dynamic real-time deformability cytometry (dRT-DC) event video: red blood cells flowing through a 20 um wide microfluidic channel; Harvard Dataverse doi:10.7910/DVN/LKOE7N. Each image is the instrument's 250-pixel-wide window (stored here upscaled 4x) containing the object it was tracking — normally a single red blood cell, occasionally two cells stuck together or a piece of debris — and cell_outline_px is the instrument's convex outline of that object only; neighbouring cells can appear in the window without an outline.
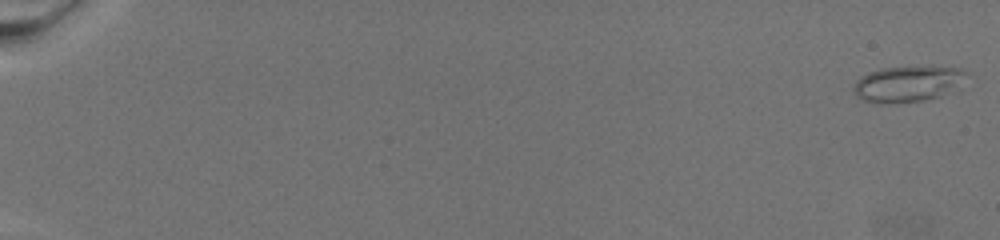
{"species": "common noctule bat (a hibernating species)", "species_latin": "Nyctalus noctula", "temperature_condition": "warm", "stored_images_in_passage": 73, "camera_frame_rate_fps": 3000, "um_per_image_px": 0.085, "animal": {"sex": "female", "body_mass_g": 19.5, "forearm_length_mm": 54.1}, "frame": {"image": 1, "passage_image": 1, "time_ms": 0.0, "image_size_px": [1000, 240], "cell_outline_px": [[968, 72], [948, 92], [940, 96], [924, 100], [884, 104], [876, 104], [864, 100], [856, 96], [856, 80], [860, 76], [868, 72], [880, 68], [960, 68]], "centroid_in_image_um": [77.05, 7.15], "position_along_channel_um": 7.9, "area_um2": 22.66}}
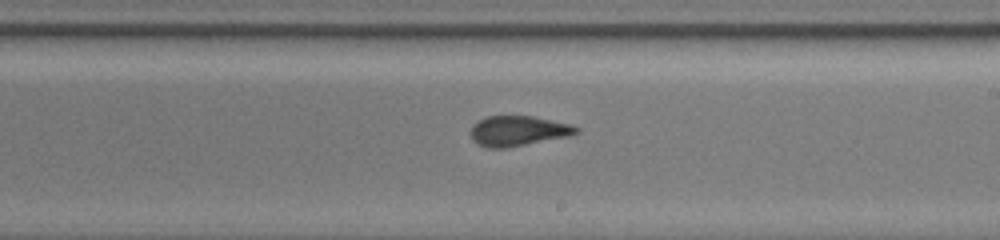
{"frame": {"image": 2, "passage_image": 47, "time_ms": 15.333, "image_size_px": [1000, 240], "cell_outline_px": [[580, 132], [568, 136], [508, 148], [488, 148], [472, 140], [472, 124], [488, 116], [532, 116], [568, 124], [580, 128]], "centroid_in_image_um": [44.04, 11.13], "position_along_channel_um": 245.0, "area_um2": 18.32}}
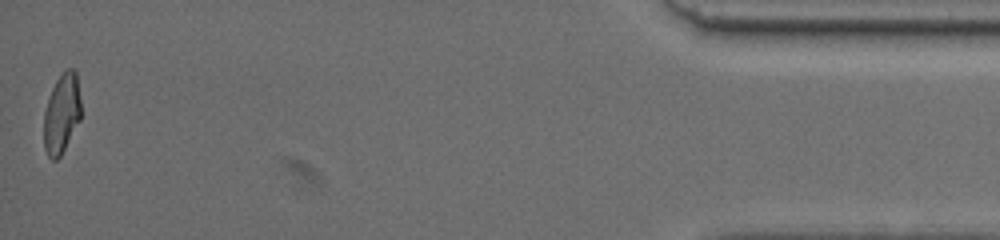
{"frame": {"image": 3, "passage_image": 73, "time_ms": 24.0, "image_size_px": [1000, 240], "cell_outline_px": [[80, 120], [60, 156], [56, 160], [52, 160], [48, 156], [44, 148], [44, 112], [52, 88], [56, 80], [68, 68], [72, 68], [76, 72], [80, 100]], "centroid_in_image_um": [5.23, 9.67], "position_along_channel_um": 430.0, "area_um2": 16.99}}